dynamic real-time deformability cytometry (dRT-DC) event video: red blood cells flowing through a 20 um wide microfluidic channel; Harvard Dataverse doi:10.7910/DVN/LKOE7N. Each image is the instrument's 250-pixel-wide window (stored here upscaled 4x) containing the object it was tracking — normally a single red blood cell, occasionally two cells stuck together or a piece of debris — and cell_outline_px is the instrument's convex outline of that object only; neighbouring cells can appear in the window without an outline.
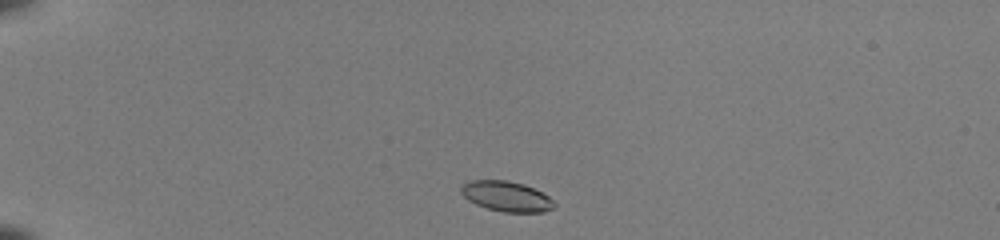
{"species": "common noctule bat (a hibernating species)", "species_latin": "Nyctalus noctula", "temperature_condition": "room temperature", "stored_images_in_passage": 40, "camera_frame_rate_fps": 3000, "um_per_image_px": 0.085, "animal": {"sex": "female", "body_mass_g": 22.0, "forearm_length_mm": 56.7}, "frame": {"image": 1, "passage_image": 2, "time_ms": 0.333, "image_size_px": [1000, 240], "cell_outline_px": [[556, 208], [544, 212], [504, 212], [488, 208], [476, 204], [468, 200], [460, 192], [460, 188], [464, 184], [472, 180], [504, 180], [524, 184], [548, 196], [556, 204]], "centroid_in_image_um": [43.06, 16.7], "position_along_channel_um": 41.9, "area_um2": 16.3}}
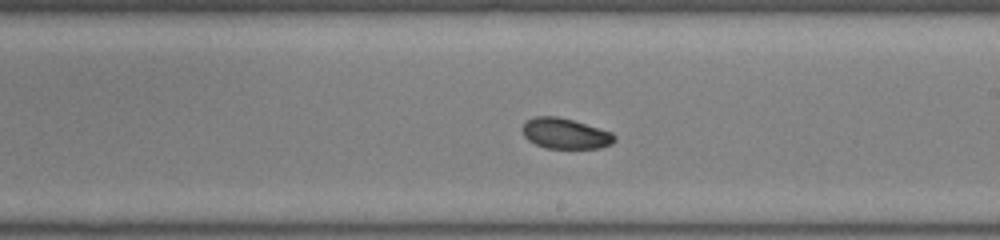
{"frame": {"image": 2, "passage_image": 21, "time_ms": 6.667, "image_size_px": [1000, 240], "cell_outline_px": [[616, 140], [612, 144], [600, 148], [544, 148], [528, 140], [524, 136], [520, 128], [524, 120], [536, 116], [556, 116], [572, 120], [612, 132], [616, 136]], "centroid_in_image_um": [48.01, 11.35], "position_along_channel_um": 241.0, "area_um2": 16.59}}
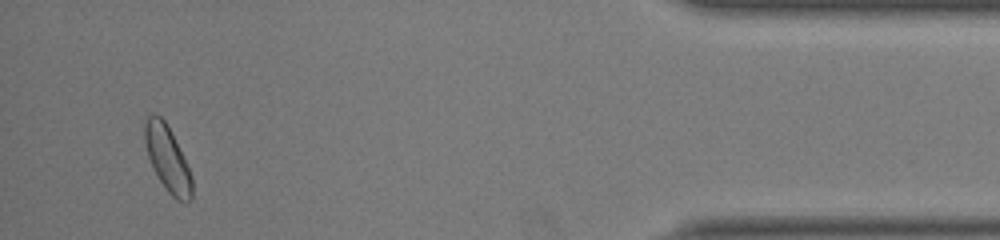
{"frame": {"image": 3, "passage_image": 38, "time_ms": 12.333, "image_size_px": [1000, 240], "cell_outline_px": [[192, 200], [188, 204], [176, 200], [168, 192], [160, 180], [148, 156], [144, 144], [144, 120], [148, 116], [160, 116], [164, 120], [192, 176]], "centroid_in_image_um": [14.23, 13.55], "position_along_channel_um": 421.0, "area_um2": 17.51}, "authors_computed_cell_mechanics": {"area_um2": 17.051, "velocity_mm_per_s": 4.0525, "shape_relaxation_time_tau1_ms": 3.4295, "shape_relaxation_time_tau2_ms": 4.7765, "deformation_change_tau1": 0.0792, "deformation_change_tau2": 0.0705}}